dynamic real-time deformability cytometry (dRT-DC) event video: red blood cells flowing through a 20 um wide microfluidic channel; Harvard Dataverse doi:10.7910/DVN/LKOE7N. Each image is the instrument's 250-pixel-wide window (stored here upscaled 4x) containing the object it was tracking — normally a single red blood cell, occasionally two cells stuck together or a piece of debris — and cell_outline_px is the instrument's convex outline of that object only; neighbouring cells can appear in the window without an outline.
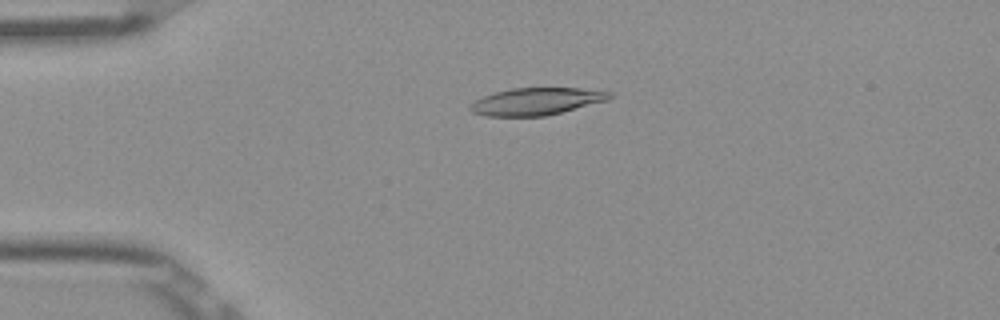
{"species": "Egyptian fruit bat (a non-hibernating species)", "species_latin": "Rousettus aegyptiacus", "temperature_condition": "room temperature", "stored_images_in_passage": 52, "camera_frame_rate_fps": 3000, "um_per_image_px": 0.085, "frame": {"image": 1, "passage_image": 12, "time_ms": 3.667, "image_size_px": [1000, 320], "cell_outline_px": [[612, 96], [608, 100], [544, 116], [484, 116], [472, 112], [468, 108], [468, 104], [484, 96], [496, 92], [512, 88], [580, 88], [612, 92]], "centroid_in_image_um": [45.56, 8.62], "position_along_channel_um": 39.4, "area_um2": 21.96}}
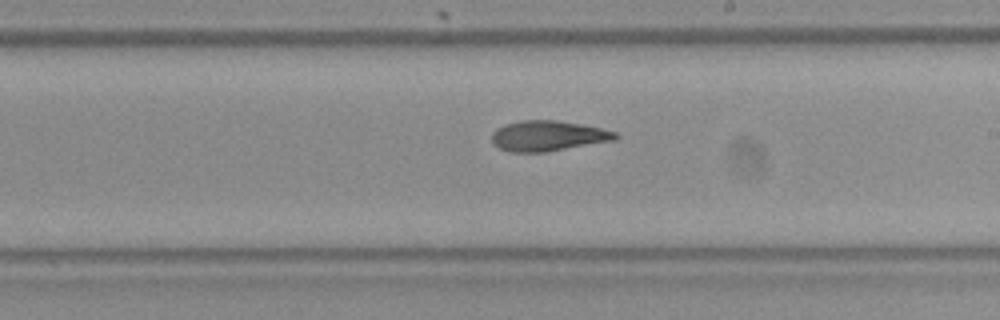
{"frame": {"image": 2, "passage_image": 30, "time_ms": 9.667, "image_size_px": [1000, 320], "cell_outline_px": [[620, 136], [616, 140], [544, 152], [508, 152], [492, 144], [492, 132], [496, 128], [504, 124], [520, 120], [556, 120], [584, 124], [616, 132]], "centroid_in_image_um": [46.56, 11.54], "position_along_channel_um": 242.4, "area_um2": 22.08}}
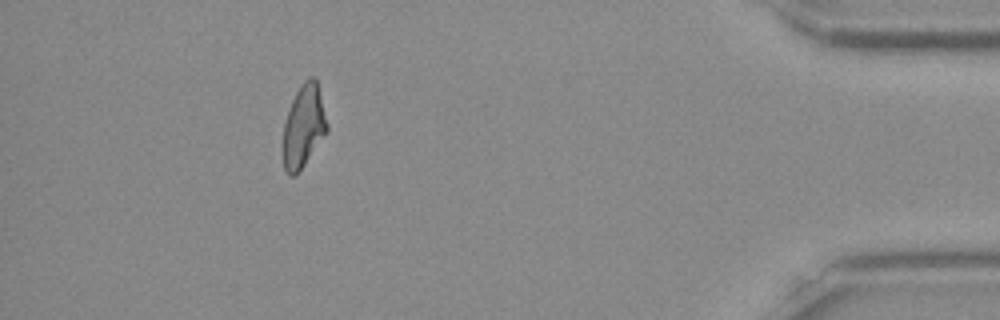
{"frame": {"image": 3, "passage_image": 47, "time_ms": 15.333, "image_size_px": [1000, 320], "cell_outline_px": [[328, 132], [296, 176], [288, 176], [284, 168], [280, 152], [280, 148], [284, 124], [292, 100], [300, 84], [308, 76], [312, 76], [316, 80], [328, 124]], "centroid_in_image_um": [25.76, 10.8], "position_along_channel_um": 409.4, "area_um2": 21.73}, "authors_computed_cell_mechanics": {"area_um2": 21.964, "velocity_mm_per_s": 3.9039, "shape_relaxation_time_tau1_ms": null, "shape_relaxation_time_tau2_ms": 4.4786, "deformation_change_tau1": null, "deformation_change_tau2": 0.1214}}